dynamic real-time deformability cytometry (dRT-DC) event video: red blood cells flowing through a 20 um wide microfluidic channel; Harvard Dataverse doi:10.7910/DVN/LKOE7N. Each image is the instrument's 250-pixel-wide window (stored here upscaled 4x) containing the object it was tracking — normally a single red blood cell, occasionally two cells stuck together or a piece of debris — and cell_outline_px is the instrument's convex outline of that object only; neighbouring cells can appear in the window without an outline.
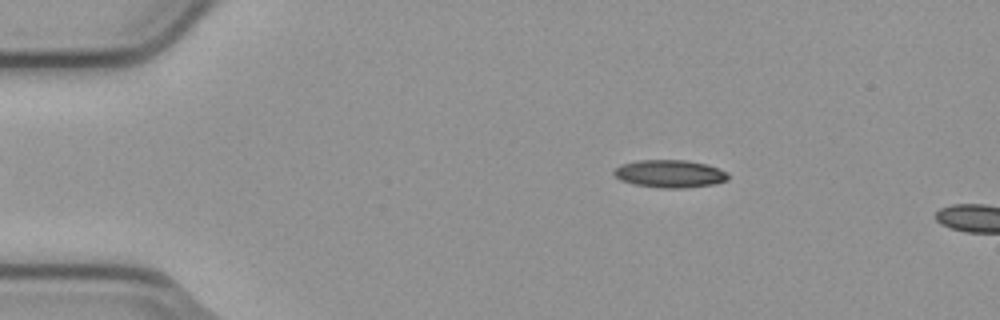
{"species": "common noctule bat (a hibernating species)", "species_latin": "Nyctalus noctula", "temperature_condition": "cold", "stored_images_in_passage": 6, "camera_frame_rate_fps": 3000, "um_per_image_px": 0.085, "animal": {"sex": "male", "body_mass_g": 23.1, "forearm_length_mm": 52.7}, "frame": {"image": 1, "passage_image": 3, "time_ms": 0.667, "image_size_px": [1000, 320], "cell_outline_px": [[728, 180], [712, 184], [684, 188], [660, 188], [636, 184], [620, 180], [612, 172], [620, 164], [636, 160], [684, 160], [704, 164], [728, 172]], "centroid_in_image_um": [56.9, 14.76], "position_along_channel_um": 28.1, "area_um2": 18.26}}